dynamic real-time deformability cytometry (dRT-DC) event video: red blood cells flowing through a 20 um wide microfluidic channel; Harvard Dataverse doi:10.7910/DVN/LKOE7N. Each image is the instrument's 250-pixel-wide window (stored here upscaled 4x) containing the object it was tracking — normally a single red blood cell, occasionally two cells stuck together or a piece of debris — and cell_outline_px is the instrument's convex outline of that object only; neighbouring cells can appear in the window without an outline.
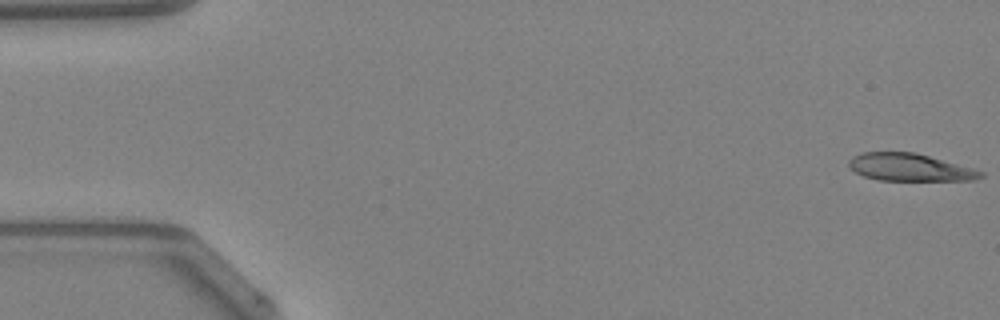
{"species": "Egyptian fruit bat (a non-hibernating species)", "species_latin": "Rousettus aegyptiacus", "temperature_condition": "warm", "stored_images_in_passage": 49, "camera_frame_rate_fps": 3000, "um_per_image_px": 0.085, "animal": {"sex": "female"}, "frame": {"image": 1, "passage_image": 1, "time_ms": 0.0, "image_size_px": [1000, 320], "cell_outline_px": [[984, 176], [976, 180], [876, 180], [864, 176], [856, 172], [848, 164], [848, 160], [852, 156], [860, 152], [916, 152], [972, 168], [984, 172]], "centroid_in_image_um": [77.32, 14.22], "position_along_channel_um": 7.7, "area_um2": 21.1}}
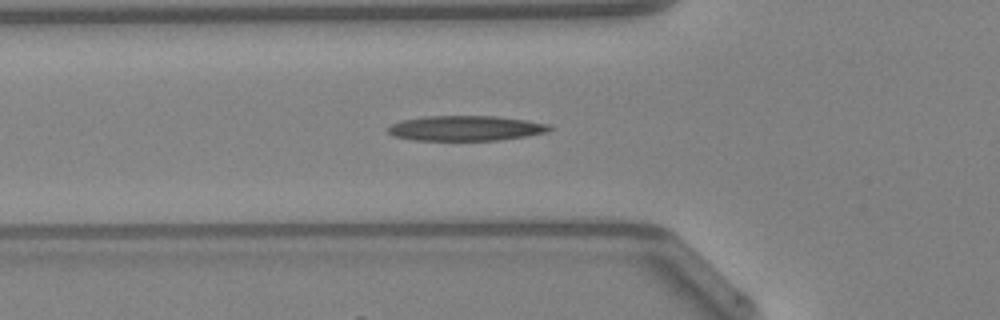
{"frame": {"image": 2, "passage_image": 17, "time_ms": 5.333, "image_size_px": [1000, 320], "cell_outline_px": [[556, 128], [548, 132], [528, 136], [500, 140], [412, 140], [392, 136], [388, 132], [388, 128], [392, 124], [400, 120], [424, 116], [496, 116], [524, 120], [548, 124]], "centroid_in_image_um": [39.59, 10.9], "position_along_channel_um": 86.2, "area_um2": 23.81}, "authors_computed_cell_mechanics": {"area_um2": 22.542, "velocity_mm_per_s": 4.2754, "shape_relaxation_time_tau1_ms": null, "shape_relaxation_time_tau2_ms": 9.1479, "deformation_change_tau1": null, "deformation_change_tau2": 0.2993}}